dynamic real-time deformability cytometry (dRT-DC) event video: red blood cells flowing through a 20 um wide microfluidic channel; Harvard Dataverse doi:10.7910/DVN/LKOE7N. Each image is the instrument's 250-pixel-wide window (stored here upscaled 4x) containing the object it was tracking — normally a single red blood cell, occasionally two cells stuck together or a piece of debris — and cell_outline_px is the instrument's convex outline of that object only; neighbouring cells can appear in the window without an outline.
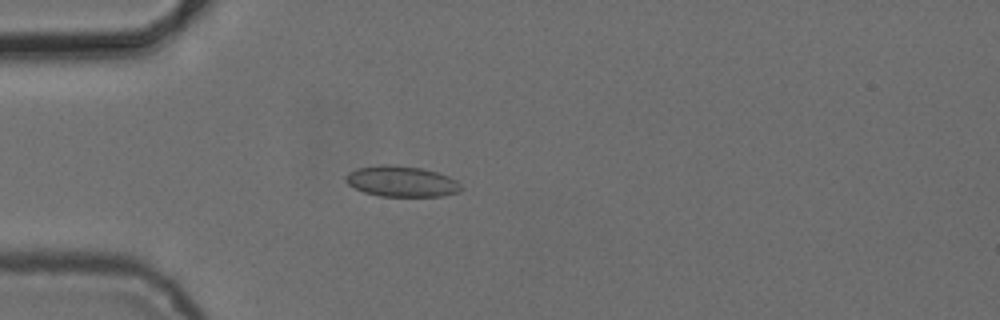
{"species": "common noctule bat (a hibernating species)", "species_latin": "Nyctalus noctula", "temperature_condition": "cold", "stored_images_in_passage": 4, "camera_frame_rate_fps": 3000, "um_per_image_px": 0.085, "animal": {"sex": "female", "body_mass_g": 24.6, "forearm_length_mm": 56.2}, "frame": {"image": 1, "passage_image": 4, "time_ms": 4.667, "image_size_px": [1000, 320], "cell_outline_px": [[460, 192], [440, 196], [380, 196], [364, 192], [348, 184], [344, 180], [344, 176], [348, 172], [356, 168], [380, 164], [392, 164], [420, 168], [436, 172], [448, 176], [456, 180], [460, 184]], "centroid_in_image_um": [34.08, 15.41], "position_along_channel_um": 50.9, "area_um2": 20.69}}